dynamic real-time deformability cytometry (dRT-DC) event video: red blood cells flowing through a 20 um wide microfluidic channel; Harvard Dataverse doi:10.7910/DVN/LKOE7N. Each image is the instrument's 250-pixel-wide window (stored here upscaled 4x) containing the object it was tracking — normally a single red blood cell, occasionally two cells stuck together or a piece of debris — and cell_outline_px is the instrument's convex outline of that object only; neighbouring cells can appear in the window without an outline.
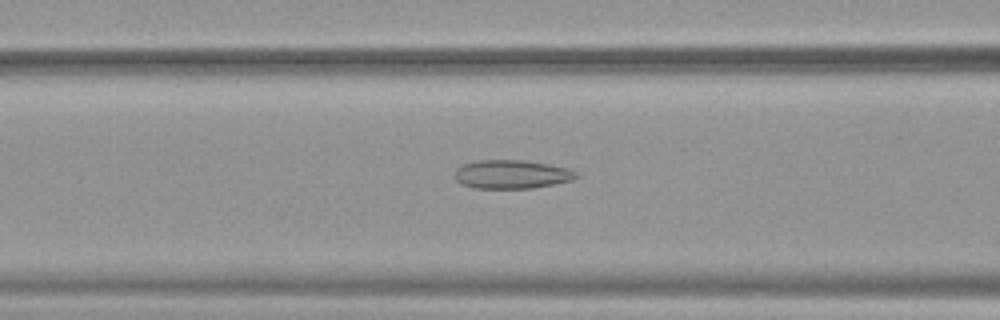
{"species": "common noctule bat (a hibernating species)", "species_latin": "Nyctalus noctula", "temperature_condition": "warm", "stored_images_in_passage": 45, "camera_frame_rate_fps": 3000, "um_per_image_px": 0.085, "animal": {"sex": "female", "body_mass_g": 19.9}, "frame": {"image": 1, "passage_image": 19, "time_ms": 6.0, "image_size_px": [1000, 320], "cell_outline_px": [[580, 176], [572, 180], [532, 188], [476, 188], [460, 184], [456, 180], [456, 168], [460, 164], [480, 160], [524, 160], [548, 164], [568, 168], [576, 172]], "centroid_in_image_um": [43.48, 14.81], "position_along_channel_um": 123.1, "area_um2": 20.29}}
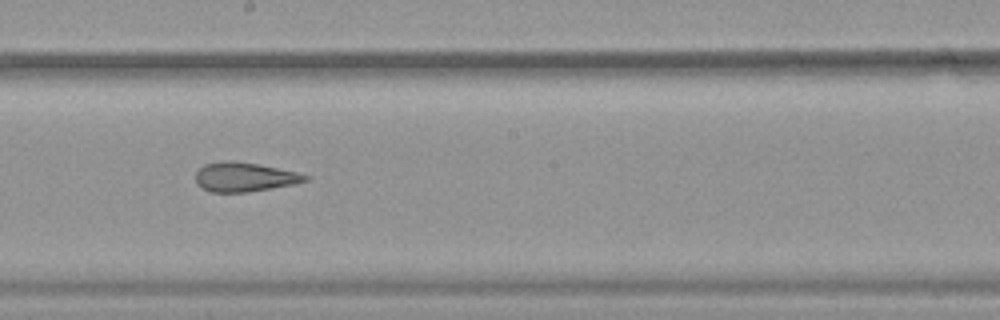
{"frame": {"image": 2, "passage_image": 27, "time_ms": 8.667, "image_size_px": [1000, 320], "cell_outline_px": [[308, 180], [292, 184], [248, 192], [212, 192], [196, 184], [196, 172], [204, 164], [224, 160], [232, 160], [260, 164], [296, 172], [308, 176]], "centroid_in_image_um": [20.74, 15.03], "position_along_channel_um": 227.5, "area_um2": 18.55}}
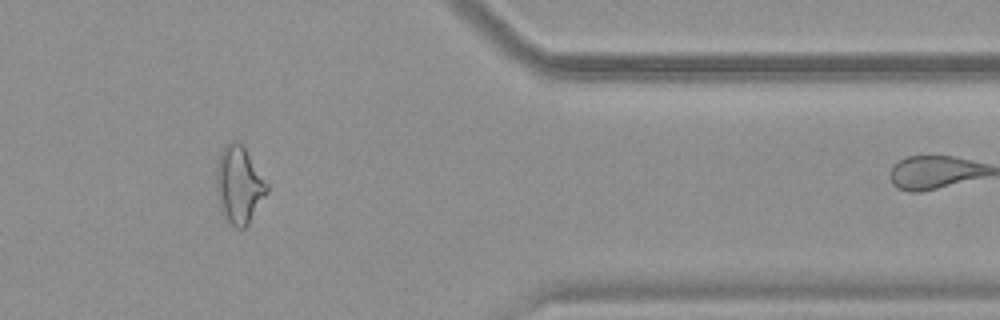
{"frame": {"image": 3, "passage_image": 41, "time_ms": 13.333, "image_size_px": [1000, 320], "cell_outline_px": [[268, 192], [248, 224], [244, 228], [236, 228], [224, 220], [220, 212], [216, 188], [216, 164], [220, 152], [224, 144], [232, 140], [236, 140], [244, 148], [268, 184]], "centroid_in_image_um": [20.28, 15.74], "position_along_channel_um": 391.1, "area_um2": 23.0}, "authors_computed_cell_mechanics": {"area_um2": 21.5016, "velocity_mm_per_s": 3.9197, "shape_relaxation_time_tau1_ms": null, "shape_relaxation_time_tau2_ms": 2.0068, "deformation_change_tau1": null, "deformation_change_tau2": 0.1154}}